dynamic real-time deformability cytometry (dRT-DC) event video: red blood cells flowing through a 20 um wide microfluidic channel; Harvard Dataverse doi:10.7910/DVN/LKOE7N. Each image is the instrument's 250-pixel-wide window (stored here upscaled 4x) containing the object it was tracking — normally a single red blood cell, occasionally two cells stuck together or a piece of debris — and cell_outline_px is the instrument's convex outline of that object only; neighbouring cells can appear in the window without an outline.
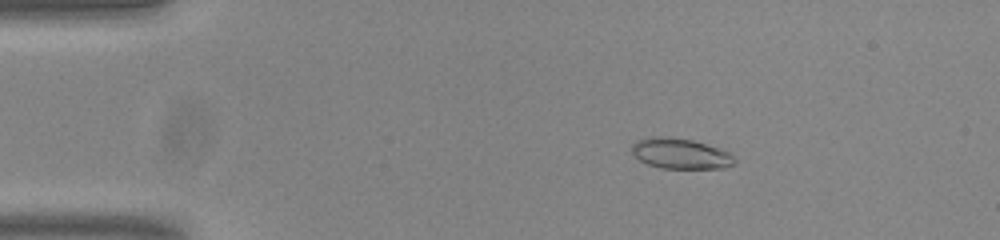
{"species": "common noctule bat (a hibernating species)", "species_latin": "Nyctalus noctula", "temperature_condition": "room temperature", "stored_images_in_passage": 47, "camera_frame_rate_fps": 3000, "um_per_image_px": 0.085, "animal": {"sex": "male", "body_mass_g": 20.0, "forearm_length_mm": 53.3}, "frame": {"image": 1, "passage_image": 3, "time_ms": 0.667, "image_size_px": [1000, 240], "cell_outline_px": [[736, 160], [732, 164], [724, 168], [660, 168], [648, 164], [640, 160], [632, 152], [632, 144], [636, 140], [652, 136], [660, 136], [692, 140], [732, 152], [736, 156]], "centroid_in_image_um": [57.86, 13.05], "position_along_channel_um": 27.1, "area_um2": 18.26}}
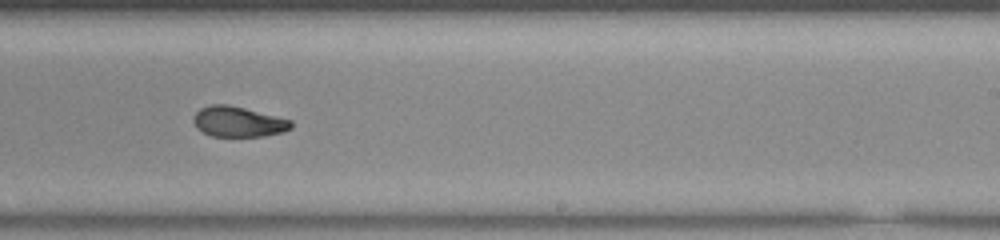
{"frame": {"image": 2, "passage_image": 27, "time_ms": 8.667, "image_size_px": [1000, 240], "cell_outline_px": [[292, 128], [284, 132], [264, 136], [212, 136], [196, 128], [192, 120], [192, 116], [200, 108], [208, 104], [228, 104], [292, 120]], "centroid_in_image_um": [20.22, 10.34], "position_along_channel_um": 268.8, "area_um2": 17.4}}
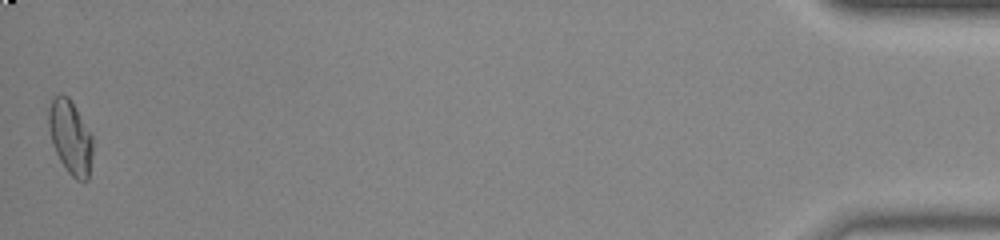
{"frame": {"image": 3, "passage_image": 47, "time_ms": 15.333, "image_size_px": [1000, 240], "cell_outline_px": [[92, 156], [88, 180], [76, 180], [68, 172], [60, 160], [52, 144], [48, 128], [48, 108], [52, 100], [60, 92], [68, 96], [76, 108], [92, 136]], "centroid_in_image_um": [5.97, 11.65], "position_along_channel_um": 429.2, "area_um2": 18.96}, "authors_computed_cell_mechanics": {"area_um2": 17.8024, "velocity_mm_per_s": 3.8366, "shape_relaxation_time_tau1_ms": null, "shape_relaxation_time_tau2_ms": 2.2906, "deformation_change_tau1": null, "deformation_change_tau2": 0.0735}}